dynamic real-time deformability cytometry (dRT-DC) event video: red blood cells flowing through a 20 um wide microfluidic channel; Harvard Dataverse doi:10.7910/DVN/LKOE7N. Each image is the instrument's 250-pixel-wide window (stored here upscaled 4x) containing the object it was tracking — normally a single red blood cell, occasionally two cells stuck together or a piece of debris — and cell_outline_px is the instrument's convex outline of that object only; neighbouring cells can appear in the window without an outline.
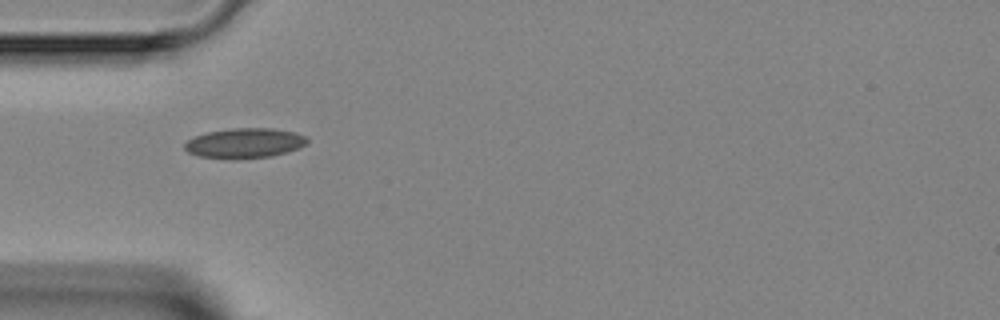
{"species": "Egyptian fruit bat (a non-hibernating species)", "species_latin": "Rousettus aegyptiacus", "temperature_condition": "room temperature", "stored_images_in_passage": 9, "camera_frame_rate_fps": 3000, "um_per_image_px": 0.085, "animal": {"sex": "female"}, "frame": {"image": 1, "passage_image": 6, "time_ms": 7.0, "image_size_px": [1000, 320], "cell_outline_px": [[308, 144], [300, 148], [288, 152], [272, 156], [236, 160], [228, 160], [200, 156], [188, 152], [184, 148], [184, 144], [192, 136], [208, 132], [232, 128], [272, 128], [296, 132], [308, 136]], "centroid_in_image_um": [20.83, 12.18], "position_along_channel_um": 64.2, "area_um2": 21.96}}
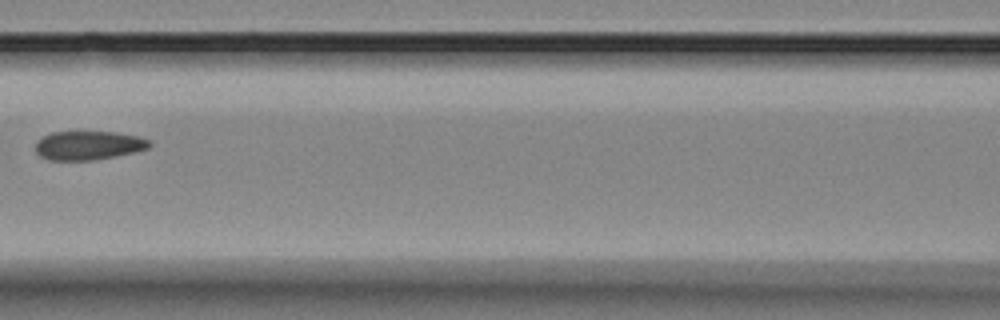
{"frame": {"image": 2, "passage_image": 8, "time_ms": 9.333, "image_size_px": [1000, 320], "cell_outline_px": [[152, 144], [148, 148], [136, 152], [116, 156], [92, 160], [48, 160], [40, 156], [36, 152], [36, 140], [52, 132], [116, 132], [140, 136], [152, 140]], "centroid_in_image_um": [7.56, 12.36], "position_along_channel_um": 159.0, "area_um2": 19.36}}
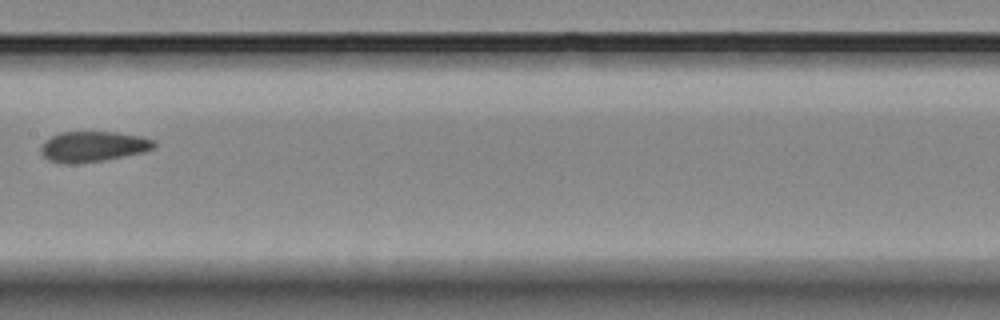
{"frame": {"image": 3, "passage_image": 9, "time_ms": 10.333, "image_size_px": [1000, 320], "cell_outline_px": [[156, 148], [144, 152], [104, 160], [76, 164], [64, 164], [48, 160], [40, 152], [40, 148], [52, 136], [60, 132], [116, 132], [140, 136], [156, 140]], "centroid_in_image_um": [7.95, 12.46], "position_along_channel_um": 199.5, "area_um2": 20.17}}